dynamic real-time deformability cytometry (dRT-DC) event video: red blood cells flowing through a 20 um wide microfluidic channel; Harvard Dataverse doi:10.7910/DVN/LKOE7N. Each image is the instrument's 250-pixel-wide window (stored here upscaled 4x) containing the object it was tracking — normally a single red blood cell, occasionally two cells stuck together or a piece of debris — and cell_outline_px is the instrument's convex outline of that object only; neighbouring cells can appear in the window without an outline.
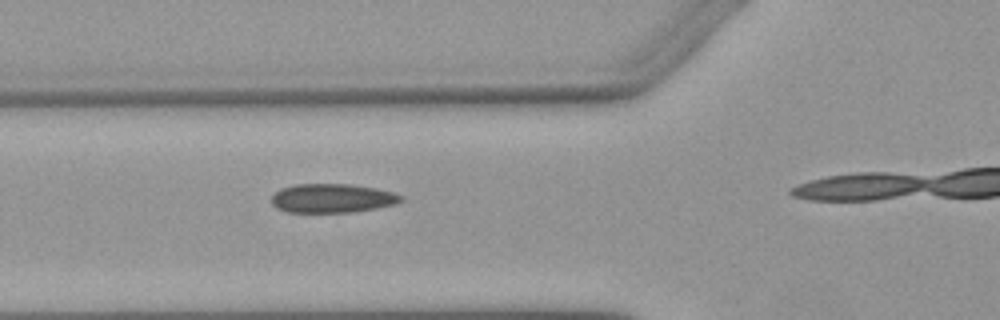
{"species": "Egyptian fruit bat (a non-hibernating species)", "species_latin": "Rousettus aegyptiacus", "temperature_condition": "warm", "stored_images_in_passage": 4, "camera_frame_rate_fps": 3000, "um_per_image_px": 0.085, "animal": {"sex": "female"}, "frame": {"image": 1, "passage_image": 3, "time_ms": 2.333, "image_size_px": [1000, 320], "cell_outline_px": [[404, 200], [396, 204], [376, 208], [352, 212], [288, 212], [276, 208], [272, 204], [272, 196], [280, 188], [296, 184], [352, 184], [376, 188], [392, 192], [404, 196]], "centroid_in_image_um": [28.26, 16.85], "position_along_channel_um": 97.5, "area_um2": 21.96}}